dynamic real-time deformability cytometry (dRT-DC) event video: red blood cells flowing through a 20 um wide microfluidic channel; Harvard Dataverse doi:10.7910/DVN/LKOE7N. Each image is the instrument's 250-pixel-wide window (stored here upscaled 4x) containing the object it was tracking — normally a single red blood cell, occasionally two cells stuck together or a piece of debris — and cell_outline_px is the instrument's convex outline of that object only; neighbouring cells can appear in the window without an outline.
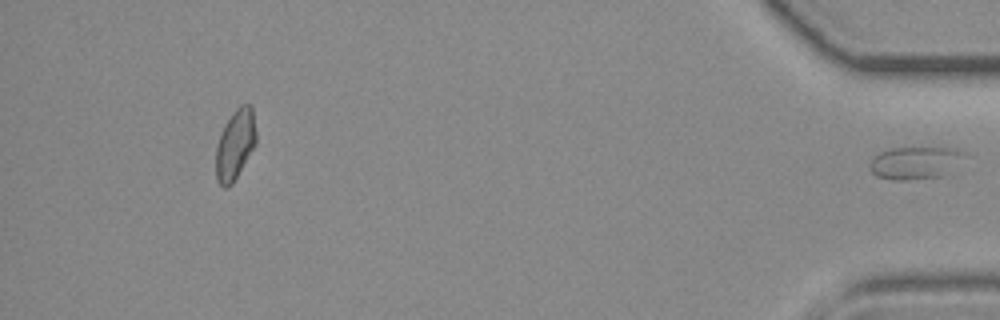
{"species": "common noctule bat (a hibernating species)", "species_latin": "Nyctalus noctula", "temperature_condition": "room temperature", "stored_images_in_passage": 36, "segment_of_instrument_passage": [2, 2], "camera_frame_rate_fps": 3000, "um_per_image_px": 0.085, "animal": {"sex": "female", "body_mass_g": 19.3, "forearm_length_mm": 54.1}, "frame": {"image": 1, "passage_image": 36, "time_ms": 11.667, "image_size_px": [1000, 320], "cell_outline_px": [[964, 152], [940, 176], [904, 180], [892, 180], [876, 176], [872, 172], [868, 164], [880, 152], [892, 148], [956, 148]], "centroid_in_image_um": [77.63, 13.83], "position_along_channel_um": 357.6, "area_um2": 16.99}}